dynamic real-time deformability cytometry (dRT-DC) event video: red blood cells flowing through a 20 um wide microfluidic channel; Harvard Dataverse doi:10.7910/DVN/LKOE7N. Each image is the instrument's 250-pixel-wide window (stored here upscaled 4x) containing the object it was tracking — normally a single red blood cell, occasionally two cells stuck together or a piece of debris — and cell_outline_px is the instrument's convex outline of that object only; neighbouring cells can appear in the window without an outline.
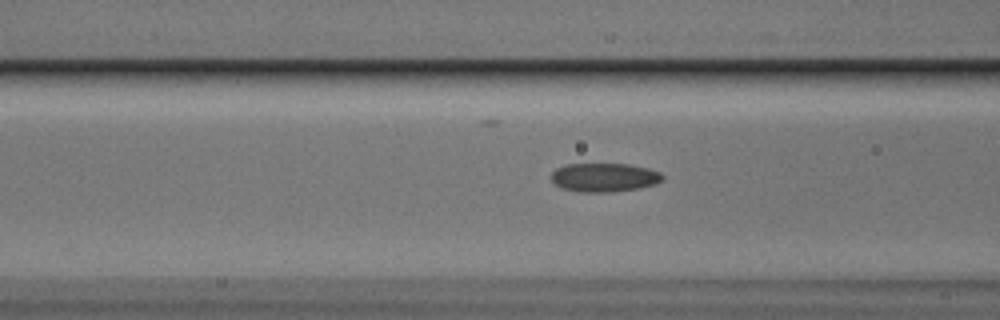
{"species": "Egyptian fruit bat (a non-hibernating species)", "species_latin": "Rousettus aegyptiacus", "temperature_condition": "cold", "stored_images_in_passage": 35, "camera_frame_rate_fps": 3000, "um_per_image_px": 0.085, "animal": {"sex": "male"}, "frame": {"image": 1, "passage_image": 11, "time_ms": 3.333, "image_size_px": [1000, 320], "cell_outline_px": [[664, 176], [656, 184], [640, 188], [612, 192], [580, 192], [560, 188], [552, 180], [552, 172], [556, 168], [568, 164], [628, 164], [648, 168], [660, 172]], "centroid_in_image_um": [51.36, 15.08], "position_along_channel_um": 115.2, "area_um2": 18.67}}
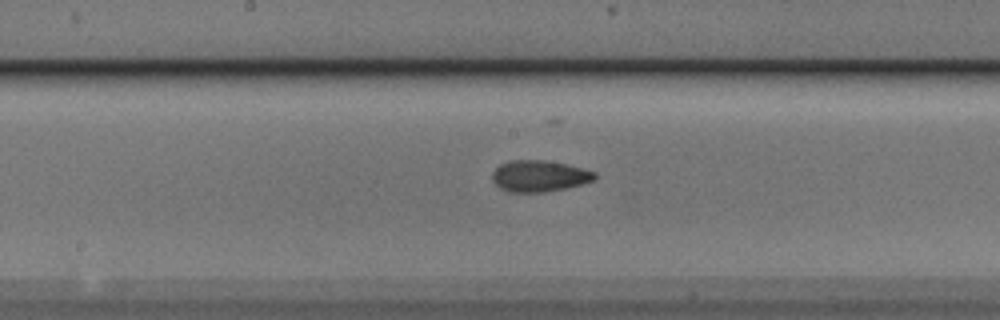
{"frame": {"image": 2, "passage_image": 18, "time_ms": 5.667, "image_size_px": [1000, 320], "cell_outline_px": [[596, 180], [564, 188], [544, 192], [508, 192], [500, 188], [492, 180], [492, 172], [500, 164], [512, 160], [544, 160], [564, 164], [596, 172]], "centroid_in_image_um": [45.81, 14.96], "position_along_channel_um": 202.4, "area_um2": 18.55}}
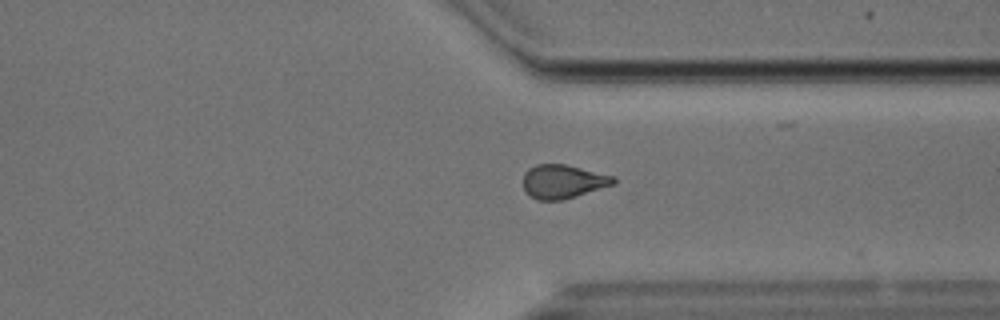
{"frame": {"image": 3, "passage_image": 31, "time_ms": 10.0, "image_size_px": [1000, 320], "cell_outline_px": [[616, 184], [564, 200], [536, 200], [528, 196], [524, 188], [524, 172], [528, 168], [536, 164], [564, 164], [616, 176]], "centroid_in_image_um": [47.87, 15.44], "position_along_channel_um": 363.5, "area_um2": 18.03}}